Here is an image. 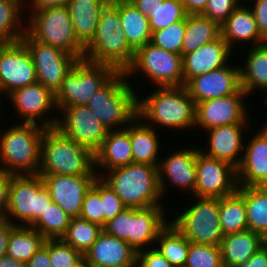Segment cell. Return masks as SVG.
Instances as JSON below:
<instances>
[{
	"mask_svg": "<svg viewBox=\"0 0 267 267\" xmlns=\"http://www.w3.org/2000/svg\"><path fill=\"white\" fill-rule=\"evenodd\" d=\"M149 19L151 32L164 29L186 18L187 13L180 0H129Z\"/></svg>",
	"mask_w": 267,
	"mask_h": 267,
	"instance_id": "obj_32",
	"label": "cell"
},
{
	"mask_svg": "<svg viewBox=\"0 0 267 267\" xmlns=\"http://www.w3.org/2000/svg\"><path fill=\"white\" fill-rule=\"evenodd\" d=\"M186 18L164 29L152 32L151 44L168 52L181 55Z\"/></svg>",
	"mask_w": 267,
	"mask_h": 267,
	"instance_id": "obj_42",
	"label": "cell"
},
{
	"mask_svg": "<svg viewBox=\"0 0 267 267\" xmlns=\"http://www.w3.org/2000/svg\"><path fill=\"white\" fill-rule=\"evenodd\" d=\"M130 163H133L130 124L125 129L109 130L101 147L94 153V169L98 177L105 171Z\"/></svg>",
	"mask_w": 267,
	"mask_h": 267,
	"instance_id": "obj_26",
	"label": "cell"
},
{
	"mask_svg": "<svg viewBox=\"0 0 267 267\" xmlns=\"http://www.w3.org/2000/svg\"><path fill=\"white\" fill-rule=\"evenodd\" d=\"M121 27L130 47L136 52L151 42L152 32L149 19L129 0H118Z\"/></svg>",
	"mask_w": 267,
	"mask_h": 267,
	"instance_id": "obj_33",
	"label": "cell"
},
{
	"mask_svg": "<svg viewBox=\"0 0 267 267\" xmlns=\"http://www.w3.org/2000/svg\"><path fill=\"white\" fill-rule=\"evenodd\" d=\"M27 267H52L49 257V240L26 262Z\"/></svg>",
	"mask_w": 267,
	"mask_h": 267,
	"instance_id": "obj_52",
	"label": "cell"
},
{
	"mask_svg": "<svg viewBox=\"0 0 267 267\" xmlns=\"http://www.w3.org/2000/svg\"><path fill=\"white\" fill-rule=\"evenodd\" d=\"M157 128L147 125L139 116L130 123L133 163L158 167L162 149ZM157 131V132H156ZM161 143V144H160Z\"/></svg>",
	"mask_w": 267,
	"mask_h": 267,
	"instance_id": "obj_29",
	"label": "cell"
},
{
	"mask_svg": "<svg viewBox=\"0 0 267 267\" xmlns=\"http://www.w3.org/2000/svg\"><path fill=\"white\" fill-rule=\"evenodd\" d=\"M38 174L98 176L94 169V154L56 127L44 130Z\"/></svg>",
	"mask_w": 267,
	"mask_h": 267,
	"instance_id": "obj_5",
	"label": "cell"
},
{
	"mask_svg": "<svg viewBox=\"0 0 267 267\" xmlns=\"http://www.w3.org/2000/svg\"><path fill=\"white\" fill-rule=\"evenodd\" d=\"M25 11L27 8L29 12L43 10L47 8L66 6L70 0H24ZM27 1V2H26ZM29 6V7H28Z\"/></svg>",
	"mask_w": 267,
	"mask_h": 267,
	"instance_id": "obj_53",
	"label": "cell"
},
{
	"mask_svg": "<svg viewBox=\"0 0 267 267\" xmlns=\"http://www.w3.org/2000/svg\"><path fill=\"white\" fill-rule=\"evenodd\" d=\"M153 91L143 99L138 93L137 116L147 125L170 131L195 128L196 104L185 86H156Z\"/></svg>",
	"mask_w": 267,
	"mask_h": 267,
	"instance_id": "obj_1",
	"label": "cell"
},
{
	"mask_svg": "<svg viewBox=\"0 0 267 267\" xmlns=\"http://www.w3.org/2000/svg\"><path fill=\"white\" fill-rule=\"evenodd\" d=\"M116 72L109 65L78 60L55 93L57 113L64 107L86 105L91 96Z\"/></svg>",
	"mask_w": 267,
	"mask_h": 267,
	"instance_id": "obj_10",
	"label": "cell"
},
{
	"mask_svg": "<svg viewBox=\"0 0 267 267\" xmlns=\"http://www.w3.org/2000/svg\"><path fill=\"white\" fill-rule=\"evenodd\" d=\"M16 123L1 130L0 171L11 175L38 174L45 127L33 123Z\"/></svg>",
	"mask_w": 267,
	"mask_h": 267,
	"instance_id": "obj_3",
	"label": "cell"
},
{
	"mask_svg": "<svg viewBox=\"0 0 267 267\" xmlns=\"http://www.w3.org/2000/svg\"><path fill=\"white\" fill-rule=\"evenodd\" d=\"M260 129L245 141L243 158L237 168L238 186H267V132Z\"/></svg>",
	"mask_w": 267,
	"mask_h": 267,
	"instance_id": "obj_23",
	"label": "cell"
},
{
	"mask_svg": "<svg viewBox=\"0 0 267 267\" xmlns=\"http://www.w3.org/2000/svg\"><path fill=\"white\" fill-rule=\"evenodd\" d=\"M109 0H70L66 7L75 36L86 47L94 38L101 11Z\"/></svg>",
	"mask_w": 267,
	"mask_h": 267,
	"instance_id": "obj_28",
	"label": "cell"
},
{
	"mask_svg": "<svg viewBox=\"0 0 267 267\" xmlns=\"http://www.w3.org/2000/svg\"><path fill=\"white\" fill-rule=\"evenodd\" d=\"M77 267H92V266L86 263L85 261H82Z\"/></svg>",
	"mask_w": 267,
	"mask_h": 267,
	"instance_id": "obj_58",
	"label": "cell"
},
{
	"mask_svg": "<svg viewBox=\"0 0 267 267\" xmlns=\"http://www.w3.org/2000/svg\"><path fill=\"white\" fill-rule=\"evenodd\" d=\"M237 169L227 162L196 153L194 196L221 198L237 191Z\"/></svg>",
	"mask_w": 267,
	"mask_h": 267,
	"instance_id": "obj_17",
	"label": "cell"
},
{
	"mask_svg": "<svg viewBox=\"0 0 267 267\" xmlns=\"http://www.w3.org/2000/svg\"><path fill=\"white\" fill-rule=\"evenodd\" d=\"M103 230L107 234L128 243V234L130 233V208L126 207L113 219L106 222Z\"/></svg>",
	"mask_w": 267,
	"mask_h": 267,
	"instance_id": "obj_48",
	"label": "cell"
},
{
	"mask_svg": "<svg viewBox=\"0 0 267 267\" xmlns=\"http://www.w3.org/2000/svg\"><path fill=\"white\" fill-rule=\"evenodd\" d=\"M72 217L60 206L51 202L39 219L31 226L46 240L61 239L70 225Z\"/></svg>",
	"mask_w": 267,
	"mask_h": 267,
	"instance_id": "obj_41",
	"label": "cell"
},
{
	"mask_svg": "<svg viewBox=\"0 0 267 267\" xmlns=\"http://www.w3.org/2000/svg\"><path fill=\"white\" fill-rule=\"evenodd\" d=\"M199 147L186 146L184 149H176L161 159L158 165V183L162 197H165L167 189L173 186L178 189H187L194 197L196 186V153ZM168 182V184H167ZM168 187V188H167ZM190 191V192H189ZM193 194V195H192Z\"/></svg>",
	"mask_w": 267,
	"mask_h": 267,
	"instance_id": "obj_18",
	"label": "cell"
},
{
	"mask_svg": "<svg viewBox=\"0 0 267 267\" xmlns=\"http://www.w3.org/2000/svg\"><path fill=\"white\" fill-rule=\"evenodd\" d=\"M137 267H172L154 246L137 252Z\"/></svg>",
	"mask_w": 267,
	"mask_h": 267,
	"instance_id": "obj_49",
	"label": "cell"
},
{
	"mask_svg": "<svg viewBox=\"0 0 267 267\" xmlns=\"http://www.w3.org/2000/svg\"><path fill=\"white\" fill-rule=\"evenodd\" d=\"M138 72L145 75L153 83V87L184 86L182 56L151 43L135 52L131 66L125 71L128 79Z\"/></svg>",
	"mask_w": 267,
	"mask_h": 267,
	"instance_id": "obj_11",
	"label": "cell"
},
{
	"mask_svg": "<svg viewBox=\"0 0 267 267\" xmlns=\"http://www.w3.org/2000/svg\"><path fill=\"white\" fill-rule=\"evenodd\" d=\"M100 197L102 201L104 226L106 222L113 219L117 214L122 212L126 206L120 197L100 179Z\"/></svg>",
	"mask_w": 267,
	"mask_h": 267,
	"instance_id": "obj_47",
	"label": "cell"
},
{
	"mask_svg": "<svg viewBox=\"0 0 267 267\" xmlns=\"http://www.w3.org/2000/svg\"><path fill=\"white\" fill-rule=\"evenodd\" d=\"M129 81L117 71L86 104L108 130L125 129L137 117L138 91Z\"/></svg>",
	"mask_w": 267,
	"mask_h": 267,
	"instance_id": "obj_6",
	"label": "cell"
},
{
	"mask_svg": "<svg viewBox=\"0 0 267 267\" xmlns=\"http://www.w3.org/2000/svg\"><path fill=\"white\" fill-rule=\"evenodd\" d=\"M237 267H267V244Z\"/></svg>",
	"mask_w": 267,
	"mask_h": 267,
	"instance_id": "obj_54",
	"label": "cell"
},
{
	"mask_svg": "<svg viewBox=\"0 0 267 267\" xmlns=\"http://www.w3.org/2000/svg\"><path fill=\"white\" fill-rule=\"evenodd\" d=\"M102 231L103 227L98 224L91 223L81 217H73L61 239L84 255Z\"/></svg>",
	"mask_w": 267,
	"mask_h": 267,
	"instance_id": "obj_40",
	"label": "cell"
},
{
	"mask_svg": "<svg viewBox=\"0 0 267 267\" xmlns=\"http://www.w3.org/2000/svg\"><path fill=\"white\" fill-rule=\"evenodd\" d=\"M0 267H27L25 262L15 260L7 255L0 258Z\"/></svg>",
	"mask_w": 267,
	"mask_h": 267,
	"instance_id": "obj_57",
	"label": "cell"
},
{
	"mask_svg": "<svg viewBox=\"0 0 267 267\" xmlns=\"http://www.w3.org/2000/svg\"><path fill=\"white\" fill-rule=\"evenodd\" d=\"M266 244L259 233L246 230L224 235L220 248L223 267H237Z\"/></svg>",
	"mask_w": 267,
	"mask_h": 267,
	"instance_id": "obj_30",
	"label": "cell"
},
{
	"mask_svg": "<svg viewBox=\"0 0 267 267\" xmlns=\"http://www.w3.org/2000/svg\"><path fill=\"white\" fill-rule=\"evenodd\" d=\"M99 178L120 197L128 208L165 205L159 189L156 166L130 163L127 166L103 172Z\"/></svg>",
	"mask_w": 267,
	"mask_h": 267,
	"instance_id": "obj_4",
	"label": "cell"
},
{
	"mask_svg": "<svg viewBox=\"0 0 267 267\" xmlns=\"http://www.w3.org/2000/svg\"><path fill=\"white\" fill-rule=\"evenodd\" d=\"M194 197L196 202L185 205L170 222L190 242L220 246L224 234L219 219V198Z\"/></svg>",
	"mask_w": 267,
	"mask_h": 267,
	"instance_id": "obj_9",
	"label": "cell"
},
{
	"mask_svg": "<svg viewBox=\"0 0 267 267\" xmlns=\"http://www.w3.org/2000/svg\"><path fill=\"white\" fill-rule=\"evenodd\" d=\"M248 127L249 124H233L205 130L208 138L205 143L209 145H205L207 148L203 149L199 147V151L208 157L227 162L237 169L245 147L243 130Z\"/></svg>",
	"mask_w": 267,
	"mask_h": 267,
	"instance_id": "obj_21",
	"label": "cell"
},
{
	"mask_svg": "<svg viewBox=\"0 0 267 267\" xmlns=\"http://www.w3.org/2000/svg\"><path fill=\"white\" fill-rule=\"evenodd\" d=\"M184 267H223L220 246L190 242Z\"/></svg>",
	"mask_w": 267,
	"mask_h": 267,
	"instance_id": "obj_43",
	"label": "cell"
},
{
	"mask_svg": "<svg viewBox=\"0 0 267 267\" xmlns=\"http://www.w3.org/2000/svg\"><path fill=\"white\" fill-rule=\"evenodd\" d=\"M45 240L30 226H15L8 239L6 255L26 263L45 243Z\"/></svg>",
	"mask_w": 267,
	"mask_h": 267,
	"instance_id": "obj_39",
	"label": "cell"
},
{
	"mask_svg": "<svg viewBox=\"0 0 267 267\" xmlns=\"http://www.w3.org/2000/svg\"><path fill=\"white\" fill-rule=\"evenodd\" d=\"M134 57L135 51L127 42L121 27L118 0L109 1L101 11L95 36L85 47L83 59L125 72Z\"/></svg>",
	"mask_w": 267,
	"mask_h": 267,
	"instance_id": "obj_2",
	"label": "cell"
},
{
	"mask_svg": "<svg viewBox=\"0 0 267 267\" xmlns=\"http://www.w3.org/2000/svg\"><path fill=\"white\" fill-rule=\"evenodd\" d=\"M264 44L267 46V38L264 40Z\"/></svg>",
	"mask_w": 267,
	"mask_h": 267,
	"instance_id": "obj_61",
	"label": "cell"
},
{
	"mask_svg": "<svg viewBox=\"0 0 267 267\" xmlns=\"http://www.w3.org/2000/svg\"><path fill=\"white\" fill-rule=\"evenodd\" d=\"M11 174L0 171V221L7 220Z\"/></svg>",
	"mask_w": 267,
	"mask_h": 267,
	"instance_id": "obj_51",
	"label": "cell"
},
{
	"mask_svg": "<svg viewBox=\"0 0 267 267\" xmlns=\"http://www.w3.org/2000/svg\"><path fill=\"white\" fill-rule=\"evenodd\" d=\"M208 0L201 15L216 21L220 26L227 20L231 13L243 0Z\"/></svg>",
	"mask_w": 267,
	"mask_h": 267,
	"instance_id": "obj_46",
	"label": "cell"
},
{
	"mask_svg": "<svg viewBox=\"0 0 267 267\" xmlns=\"http://www.w3.org/2000/svg\"><path fill=\"white\" fill-rule=\"evenodd\" d=\"M187 14H200L208 0H180Z\"/></svg>",
	"mask_w": 267,
	"mask_h": 267,
	"instance_id": "obj_56",
	"label": "cell"
},
{
	"mask_svg": "<svg viewBox=\"0 0 267 267\" xmlns=\"http://www.w3.org/2000/svg\"><path fill=\"white\" fill-rule=\"evenodd\" d=\"M5 44V42L0 38V48Z\"/></svg>",
	"mask_w": 267,
	"mask_h": 267,
	"instance_id": "obj_60",
	"label": "cell"
},
{
	"mask_svg": "<svg viewBox=\"0 0 267 267\" xmlns=\"http://www.w3.org/2000/svg\"><path fill=\"white\" fill-rule=\"evenodd\" d=\"M6 97L11 101L17 113L19 123H33L45 128L56 127L58 114L55 104V94L41 83L36 82L25 87L15 89ZM54 112L53 116L51 113ZM48 115V116H47ZM50 116V117H49ZM38 120V121H37Z\"/></svg>",
	"mask_w": 267,
	"mask_h": 267,
	"instance_id": "obj_12",
	"label": "cell"
},
{
	"mask_svg": "<svg viewBox=\"0 0 267 267\" xmlns=\"http://www.w3.org/2000/svg\"><path fill=\"white\" fill-rule=\"evenodd\" d=\"M247 96L241 88L236 94L196 103L195 127L205 132L223 125L253 123L249 122Z\"/></svg>",
	"mask_w": 267,
	"mask_h": 267,
	"instance_id": "obj_15",
	"label": "cell"
},
{
	"mask_svg": "<svg viewBox=\"0 0 267 267\" xmlns=\"http://www.w3.org/2000/svg\"><path fill=\"white\" fill-rule=\"evenodd\" d=\"M24 10V0H0V38L5 43L19 42L25 35Z\"/></svg>",
	"mask_w": 267,
	"mask_h": 267,
	"instance_id": "obj_36",
	"label": "cell"
},
{
	"mask_svg": "<svg viewBox=\"0 0 267 267\" xmlns=\"http://www.w3.org/2000/svg\"><path fill=\"white\" fill-rule=\"evenodd\" d=\"M79 217L104 227V214L100 197V178L97 177L93 185L85 194Z\"/></svg>",
	"mask_w": 267,
	"mask_h": 267,
	"instance_id": "obj_45",
	"label": "cell"
},
{
	"mask_svg": "<svg viewBox=\"0 0 267 267\" xmlns=\"http://www.w3.org/2000/svg\"><path fill=\"white\" fill-rule=\"evenodd\" d=\"M233 51L220 36L182 57L184 86L194 77L227 65Z\"/></svg>",
	"mask_w": 267,
	"mask_h": 267,
	"instance_id": "obj_25",
	"label": "cell"
},
{
	"mask_svg": "<svg viewBox=\"0 0 267 267\" xmlns=\"http://www.w3.org/2000/svg\"><path fill=\"white\" fill-rule=\"evenodd\" d=\"M49 191L52 202L60 206L69 216L79 217L83 198L98 176H69L61 174H39Z\"/></svg>",
	"mask_w": 267,
	"mask_h": 267,
	"instance_id": "obj_19",
	"label": "cell"
},
{
	"mask_svg": "<svg viewBox=\"0 0 267 267\" xmlns=\"http://www.w3.org/2000/svg\"><path fill=\"white\" fill-rule=\"evenodd\" d=\"M266 120H267V118H266ZM264 123H265V124H263L262 128L267 132V121L264 122Z\"/></svg>",
	"mask_w": 267,
	"mask_h": 267,
	"instance_id": "obj_59",
	"label": "cell"
},
{
	"mask_svg": "<svg viewBox=\"0 0 267 267\" xmlns=\"http://www.w3.org/2000/svg\"><path fill=\"white\" fill-rule=\"evenodd\" d=\"M244 197L248 230L267 238V186H238Z\"/></svg>",
	"mask_w": 267,
	"mask_h": 267,
	"instance_id": "obj_35",
	"label": "cell"
},
{
	"mask_svg": "<svg viewBox=\"0 0 267 267\" xmlns=\"http://www.w3.org/2000/svg\"><path fill=\"white\" fill-rule=\"evenodd\" d=\"M49 257L52 267H77L84 261L83 254L62 239L49 240Z\"/></svg>",
	"mask_w": 267,
	"mask_h": 267,
	"instance_id": "obj_44",
	"label": "cell"
},
{
	"mask_svg": "<svg viewBox=\"0 0 267 267\" xmlns=\"http://www.w3.org/2000/svg\"><path fill=\"white\" fill-rule=\"evenodd\" d=\"M219 219L224 235L248 230L244 197L238 191L219 198Z\"/></svg>",
	"mask_w": 267,
	"mask_h": 267,
	"instance_id": "obj_38",
	"label": "cell"
},
{
	"mask_svg": "<svg viewBox=\"0 0 267 267\" xmlns=\"http://www.w3.org/2000/svg\"><path fill=\"white\" fill-rule=\"evenodd\" d=\"M14 227L15 225L10 221H0V258L7 253L8 239Z\"/></svg>",
	"mask_w": 267,
	"mask_h": 267,
	"instance_id": "obj_55",
	"label": "cell"
},
{
	"mask_svg": "<svg viewBox=\"0 0 267 267\" xmlns=\"http://www.w3.org/2000/svg\"><path fill=\"white\" fill-rule=\"evenodd\" d=\"M248 3L250 0H246ZM250 8L253 11L260 35L267 38V0H252Z\"/></svg>",
	"mask_w": 267,
	"mask_h": 267,
	"instance_id": "obj_50",
	"label": "cell"
},
{
	"mask_svg": "<svg viewBox=\"0 0 267 267\" xmlns=\"http://www.w3.org/2000/svg\"><path fill=\"white\" fill-rule=\"evenodd\" d=\"M220 36L221 27L216 21L201 14H187L181 56L217 40Z\"/></svg>",
	"mask_w": 267,
	"mask_h": 267,
	"instance_id": "obj_34",
	"label": "cell"
},
{
	"mask_svg": "<svg viewBox=\"0 0 267 267\" xmlns=\"http://www.w3.org/2000/svg\"><path fill=\"white\" fill-rule=\"evenodd\" d=\"M27 13L26 32L34 40L60 48L79 60L83 59L85 47L75 36L66 6Z\"/></svg>",
	"mask_w": 267,
	"mask_h": 267,
	"instance_id": "obj_7",
	"label": "cell"
},
{
	"mask_svg": "<svg viewBox=\"0 0 267 267\" xmlns=\"http://www.w3.org/2000/svg\"><path fill=\"white\" fill-rule=\"evenodd\" d=\"M249 51V52H248ZM244 61V67H240V85L249 96L257 91L267 92V46L263 43L250 46ZM267 104V95L262 100Z\"/></svg>",
	"mask_w": 267,
	"mask_h": 267,
	"instance_id": "obj_31",
	"label": "cell"
},
{
	"mask_svg": "<svg viewBox=\"0 0 267 267\" xmlns=\"http://www.w3.org/2000/svg\"><path fill=\"white\" fill-rule=\"evenodd\" d=\"M60 114L56 128L62 134L88 148L93 154L101 147L109 130L87 105L64 107Z\"/></svg>",
	"mask_w": 267,
	"mask_h": 267,
	"instance_id": "obj_14",
	"label": "cell"
},
{
	"mask_svg": "<svg viewBox=\"0 0 267 267\" xmlns=\"http://www.w3.org/2000/svg\"><path fill=\"white\" fill-rule=\"evenodd\" d=\"M83 257L92 267H137V251L104 230Z\"/></svg>",
	"mask_w": 267,
	"mask_h": 267,
	"instance_id": "obj_24",
	"label": "cell"
},
{
	"mask_svg": "<svg viewBox=\"0 0 267 267\" xmlns=\"http://www.w3.org/2000/svg\"><path fill=\"white\" fill-rule=\"evenodd\" d=\"M164 210V205L130 208L128 244L135 251L154 247L159 232L169 223Z\"/></svg>",
	"mask_w": 267,
	"mask_h": 267,
	"instance_id": "obj_22",
	"label": "cell"
},
{
	"mask_svg": "<svg viewBox=\"0 0 267 267\" xmlns=\"http://www.w3.org/2000/svg\"><path fill=\"white\" fill-rule=\"evenodd\" d=\"M51 202L41 175H11L7 221L31 227Z\"/></svg>",
	"mask_w": 267,
	"mask_h": 267,
	"instance_id": "obj_8",
	"label": "cell"
},
{
	"mask_svg": "<svg viewBox=\"0 0 267 267\" xmlns=\"http://www.w3.org/2000/svg\"><path fill=\"white\" fill-rule=\"evenodd\" d=\"M155 247L172 267H184L190 241L169 221L159 232Z\"/></svg>",
	"mask_w": 267,
	"mask_h": 267,
	"instance_id": "obj_37",
	"label": "cell"
},
{
	"mask_svg": "<svg viewBox=\"0 0 267 267\" xmlns=\"http://www.w3.org/2000/svg\"><path fill=\"white\" fill-rule=\"evenodd\" d=\"M21 41L32 56L38 82L55 94L79 59L60 48L34 40L27 32Z\"/></svg>",
	"mask_w": 267,
	"mask_h": 267,
	"instance_id": "obj_13",
	"label": "cell"
},
{
	"mask_svg": "<svg viewBox=\"0 0 267 267\" xmlns=\"http://www.w3.org/2000/svg\"><path fill=\"white\" fill-rule=\"evenodd\" d=\"M220 27L221 37L232 50L236 49L235 46L239 42L243 43L242 46L250 42V47L263 44L265 40L259 33L253 11L246 1L231 13Z\"/></svg>",
	"mask_w": 267,
	"mask_h": 267,
	"instance_id": "obj_27",
	"label": "cell"
},
{
	"mask_svg": "<svg viewBox=\"0 0 267 267\" xmlns=\"http://www.w3.org/2000/svg\"><path fill=\"white\" fill-rule=\"evenodd\" d=\"M227 64L192 78L185 88L196 103L236 94L240 89V66Z\"/></svg>",
	"mask_w": 267,
	"mask_h": 267,
	"instance_id": "obj_20",
	"label": "cell"
},
{
	"mask_svg": "<svg viewBox=\"0 0 267 267\" xmlns=\"http://www.w3.org/2000/svg\"><path fill=\"white\" fill-rule=\"evenodd\" d=\"M38 82L32 56L22 41L0 48V104L2 95ZM3 92V93H2Z\"/></svg>",
	"mask_w": 267,
	"mask_h": 267,
	"instance_id": "obj_16",
	"label": "cell"
}]
</instances>
